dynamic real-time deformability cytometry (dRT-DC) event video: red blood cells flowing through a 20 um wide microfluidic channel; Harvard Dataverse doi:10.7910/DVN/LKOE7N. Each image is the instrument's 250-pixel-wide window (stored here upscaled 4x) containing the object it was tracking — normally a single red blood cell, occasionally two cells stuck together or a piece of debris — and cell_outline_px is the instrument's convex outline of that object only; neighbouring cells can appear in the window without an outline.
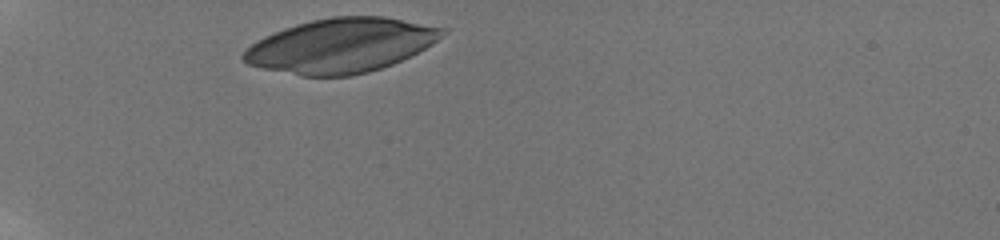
{"species": "human", "species_latin": "Homo sapiens", "temperature_condition": "room temperature", "stored_images_in_passage": 33, "camera_frame_rate_fps": 3000, "um_per_image_px": 0.085, "donor": {"sex": "male"}, "frame": {"image": 1, "passage_image": 1, "time_ms": 0.0, "image_size_px": [1000, 240], "cell_outline_px": [[448, 32], [432, 44], [392, 64], [368, 72], [352, 76], [300, 76], [260, 68], [248, 64], [240, 56], [256, 40], [264, 36], [284, 28], [296, 24], [312, 20], [332, 16], [384, 16], [448, 28]], "centroid_in_image_um": [28.97, 3.86], "position_along_channel_um": 56.0, "area_um2": 62.94}}